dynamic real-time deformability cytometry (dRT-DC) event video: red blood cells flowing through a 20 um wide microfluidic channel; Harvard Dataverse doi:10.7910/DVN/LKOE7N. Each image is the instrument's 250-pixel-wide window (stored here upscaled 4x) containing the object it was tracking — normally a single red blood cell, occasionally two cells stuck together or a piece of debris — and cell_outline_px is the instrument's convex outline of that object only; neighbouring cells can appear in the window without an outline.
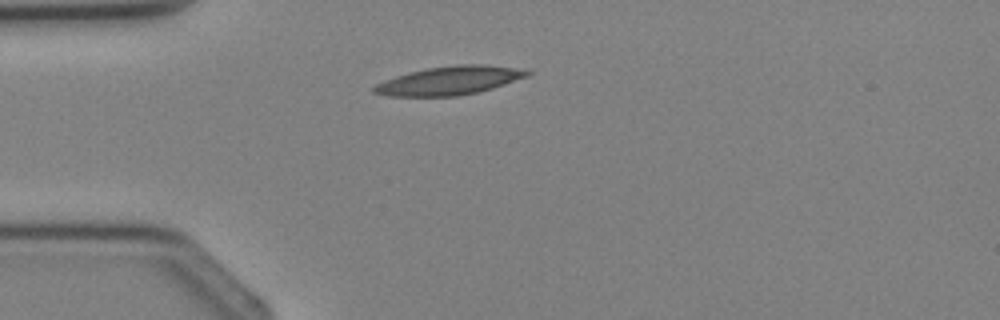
{"species": "Egyptian fruit bat (a non-hibernating species)", "species_latin": "Rousettus aegyptiacus", "temperature_condition": "cold", "stored_images_in_passage": 1, "camera_frame_rate_fps": 3000, "um_per_image_px": 0.085, "animal": {"sex": "female"}, "frame": {"image": 1, "passage_image": 1, "time_ms": 0.0, "image_size_px": [1000, 320], "cell_outline_px": [[532, 72], [528, 76], [492, 88], [476, 92], [456, 96], [388, 96], [372, 92], [372, 88], [376, 84], [384, 80], [408, 72], [428, 68], [456, 64], [484, 64], [512, 68]], "centroid_in_image_um": [38.14, 6.85], "position_along_channel_um": 46.9, "area_um2": 25.2}}